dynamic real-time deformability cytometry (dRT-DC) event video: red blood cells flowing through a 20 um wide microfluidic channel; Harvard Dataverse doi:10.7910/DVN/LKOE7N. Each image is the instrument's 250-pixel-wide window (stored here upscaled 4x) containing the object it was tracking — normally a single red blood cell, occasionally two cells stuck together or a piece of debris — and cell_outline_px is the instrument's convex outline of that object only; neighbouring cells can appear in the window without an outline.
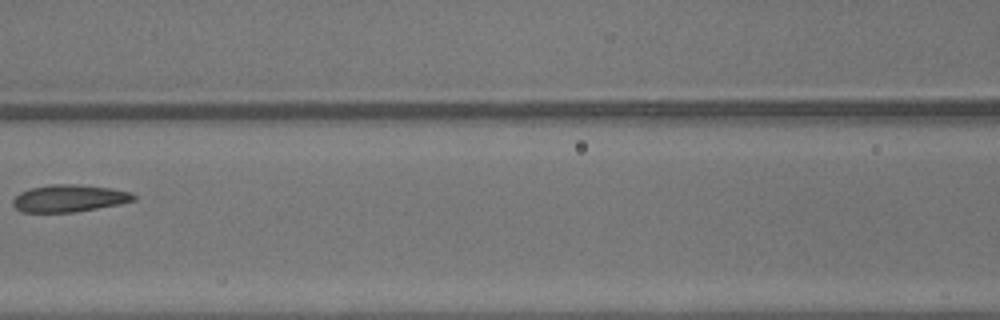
{"species": "common noctule bat (a hibernating species)", "species_latin": "Nyctalus noctula", "temperature_condition": "warm", "stored_images_in_passage": 4, "camera_frame_rate_fps": 3000, "um_per_image_px": 0.085, "animal": {"sex": "male", "body_mass_g": 13.3}, "frame": {"image": 1, "passage_image": 4, "time_ms": 1.0, "image_size_px": [1000, 320], "cell_outline_px": [[136, 200], [120, 204], [76, 212], [20, 212], [12, 204], [12, 200], [20, 192], [28, 188], [52, 184], [80, 184], [112, 188], [132, 192], [136, 196]], "centroid_in_image_um": [5.89, 16.85], "position_along_channel_um": 160.7, "area_um2": 19.42}}